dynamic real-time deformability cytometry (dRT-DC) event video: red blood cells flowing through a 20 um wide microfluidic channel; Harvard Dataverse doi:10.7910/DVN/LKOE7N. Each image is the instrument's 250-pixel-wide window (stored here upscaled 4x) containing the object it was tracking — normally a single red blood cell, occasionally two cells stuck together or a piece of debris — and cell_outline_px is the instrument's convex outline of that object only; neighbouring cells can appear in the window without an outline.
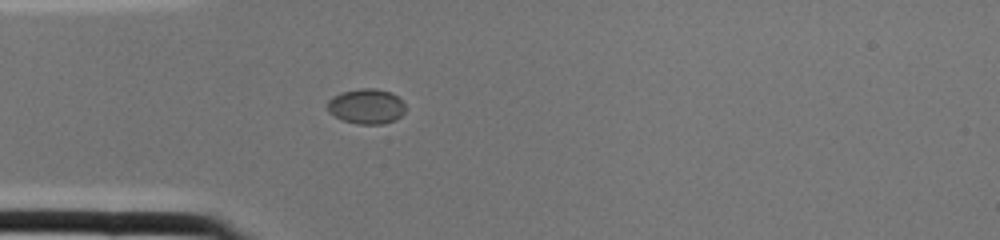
{"species": "common noctule bat (a hibernating species)", "species_latin": "Nyctalus noctula", "temperature_condition": "cold", "stored_images_in_passage": 2, "camera_frame_rate_fps": 3000, "um_per_image_px": 0.085, "animal": {"sex": "female", "body_mass_g": 22.0, "forearm_length_mm": 56.7}, "frame": {"image": 1, "passage_image": 2, "time_ms": 0.333, "image_size_px": [1000, 240], "cell_outline_px": [[404, 112], [396, 120], [384, 124], [360, 124], [344, 120], [328, 112], [328, 100], [332, 96], [340, 92], [360, 88], [376, 88], [392, 92], [404, 104]], "centroid_in_image_um": [31.14, 9.02], "position_along_channel_um": 53.9, "area_um2": 15.95}}